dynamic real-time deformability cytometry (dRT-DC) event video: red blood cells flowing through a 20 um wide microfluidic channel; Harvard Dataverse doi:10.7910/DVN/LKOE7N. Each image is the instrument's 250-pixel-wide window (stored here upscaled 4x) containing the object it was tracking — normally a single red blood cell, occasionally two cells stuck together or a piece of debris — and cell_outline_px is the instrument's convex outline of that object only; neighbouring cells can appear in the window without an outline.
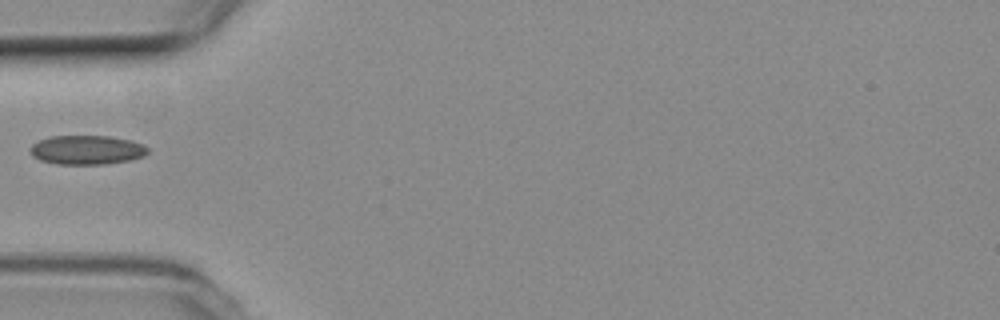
{"species": "common noctule bat (a hibernating species)", "species_latin": "Nyctalus noctula", "temperature_condition": "room temperature", "stored_images_in_passage": 14, "camera_frame_rate_fps": 3000, "um_per_image_px": 0.085, "animal": {"sex": "female", "body_mass_g": 19.3, "forearm_length_mm": 54.1}, "frame": {"image": 1, "passage_image": 1, "time_ms": 0.0, "image_size_px": [1000, 320], "cell_outline_px": [[148, 152], [144, 156], [128, 160], [104, 164], [56, 164], [40, 160], [32, 156], [28, 148], [32, 144], [40, 140], [52, 136], [108, 136], [132, 140], [144, 144], [148, 148]], "centroid_in_image_um": [7.37, 12.74], "position_along_channel_um": 77.6, "area_um2": 20.06}}